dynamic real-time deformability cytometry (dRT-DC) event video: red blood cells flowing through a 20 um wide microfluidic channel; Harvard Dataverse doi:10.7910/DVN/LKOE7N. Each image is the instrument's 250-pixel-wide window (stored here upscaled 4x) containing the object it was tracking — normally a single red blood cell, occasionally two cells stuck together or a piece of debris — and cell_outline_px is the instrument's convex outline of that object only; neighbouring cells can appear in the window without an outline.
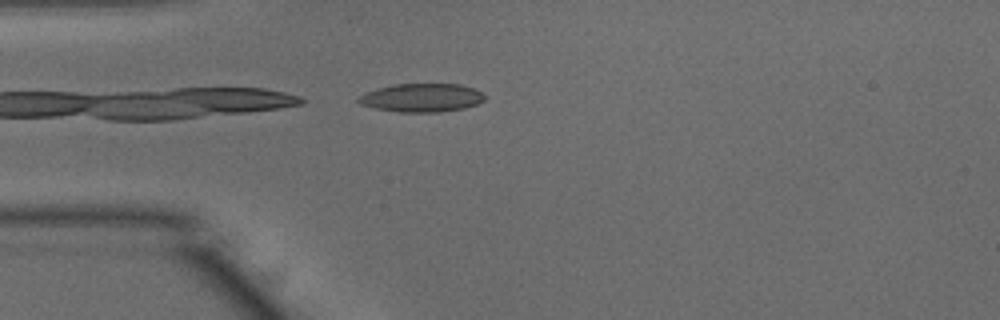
{"species": "common noctule bat (a hibernating species)", "species_latin": "Nyctalus noctula", "temperature_condition": "warm", "stored_images_in_passage": 16, "camera_frame_rate_fps": 3000, "um_per_image_px": 0.085, "animal": {"sex": "male", "body_mass_g": 15.6}, "frame": {"image": 1, "passage_image": 1, "time_ms": 0.0, "image_size_px": [1000, 320], "cell_outline_px": [[488, 96], [484, 100], [476, 104], [464, 108], [440, 112], [400, 112], [376, 108], [360, 104], [356, 100], [360, 96], [368, 92], [392, 84], [460, 84], [472, 88]], "centroid_in_image_um": [35.88, 8.31], "position_along_channel_um": 49.1, "area_um2": 20.75}}
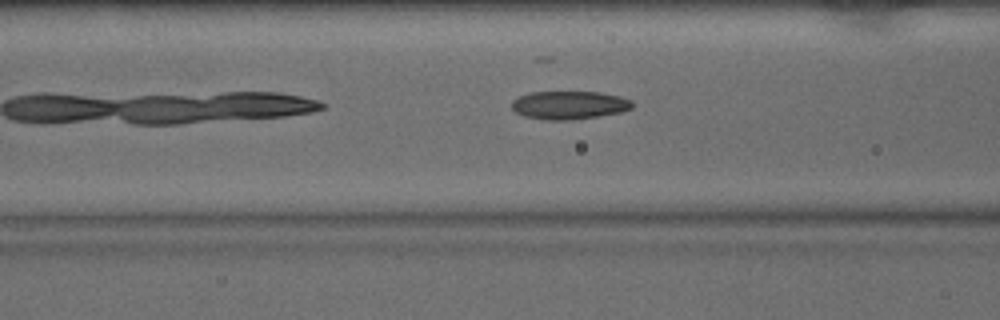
{"frame": {"image": 2, "passage_image": 7, "time_ms": 2.0, "image_size_px": [1000, 320], "cell_outline_px": [[632, 108], [620, 112], [596, 116], [568, 120], [544, 120], [524, 116], [516, 112], [512, 108], [512, 100], [520, 96], [532, 92], [600, 92], [620, 96], [632, 100]], "centroid_in_image_um": [48.37, 8.93], "position_along_channel_um": 118.2, "area_um2": 19.71}}